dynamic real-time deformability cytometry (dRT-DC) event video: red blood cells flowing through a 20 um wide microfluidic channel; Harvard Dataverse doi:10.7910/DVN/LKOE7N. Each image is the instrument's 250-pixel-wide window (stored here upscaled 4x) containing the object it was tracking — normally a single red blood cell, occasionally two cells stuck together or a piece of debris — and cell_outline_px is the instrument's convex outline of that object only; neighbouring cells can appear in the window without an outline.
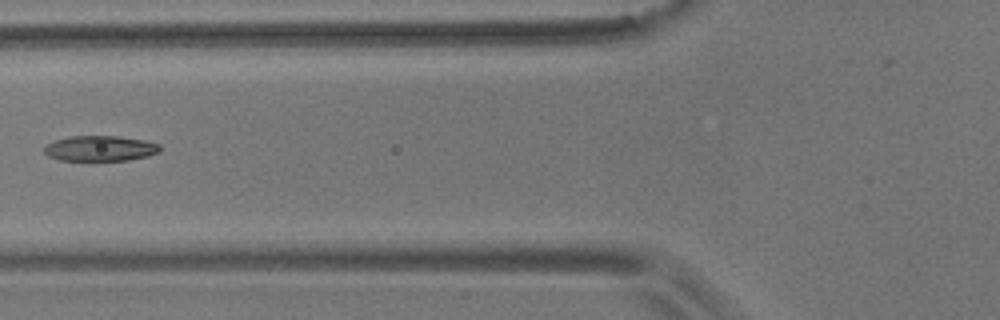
{"species": "common noctule bat (a hibernating species)", "species_latin": "Nyctalus noctula", "temperature_condition": "room temperature", "stored_images_in_passage": 4, "camera_frame_rate_fps": 3000, "um_per_image_px": 0.085, "animal": {"sex": "male", "body_mass_g": 17.9}, "frame": {"image": 1, "passage_image": 4, "time_ms": 1.0, "image_size_px": [1000, 320], "cell_outline_px": [[160, 152], [148, 156], [128, 160], [60, 160], [48, 156], [44, 152], [44, 148], [48, 144], [56, 140], [68, 136], [120, 136], [144, 140], [160, 144]], "centroid_in_image_um": [8.54, 12.61], "position_along_channel_um": 117.3, "area_um2": 17.11}}